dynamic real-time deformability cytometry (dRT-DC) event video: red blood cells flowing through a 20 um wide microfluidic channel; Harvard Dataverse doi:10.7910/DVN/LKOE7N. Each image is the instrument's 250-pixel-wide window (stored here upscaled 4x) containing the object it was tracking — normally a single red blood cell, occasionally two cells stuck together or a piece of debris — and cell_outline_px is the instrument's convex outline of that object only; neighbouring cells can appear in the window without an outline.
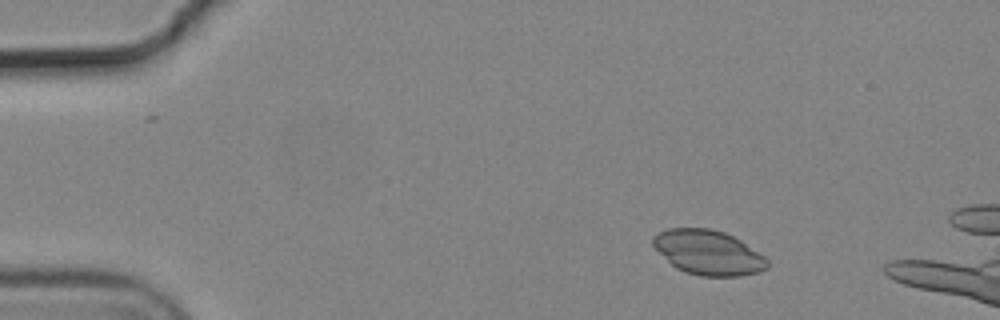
{"species": "common noctule bat (a hibernating species)", "species_latin": "Nyctalus noctula", "temperature_condition": "cold", "stored_images_in_passage": 5, "camera_frame_rate_fps": 3000, "um_per_image_px": 0.085, "animal": {"sex": "male", "body_mass_g": 19.2, "forearm_length_mm": 51.8}, "frame": {"image": 1, "passage_image": 3, "time_ms": 0.667, "image_size_px": [1000, 320], "cell_outline_px": [[768, 268], [760, 272], [740, 276], [700, 276], [684, 272], [676, 268], [652, 244], [652, 236], [668, 228], [708, 228], [724, 232], [740, 240], [764, 256], [768, 260]], "centroid_in_image_um": [60.21, 21.47], "position_along_channel_um": 24.8, "area_um2": 29.59}}